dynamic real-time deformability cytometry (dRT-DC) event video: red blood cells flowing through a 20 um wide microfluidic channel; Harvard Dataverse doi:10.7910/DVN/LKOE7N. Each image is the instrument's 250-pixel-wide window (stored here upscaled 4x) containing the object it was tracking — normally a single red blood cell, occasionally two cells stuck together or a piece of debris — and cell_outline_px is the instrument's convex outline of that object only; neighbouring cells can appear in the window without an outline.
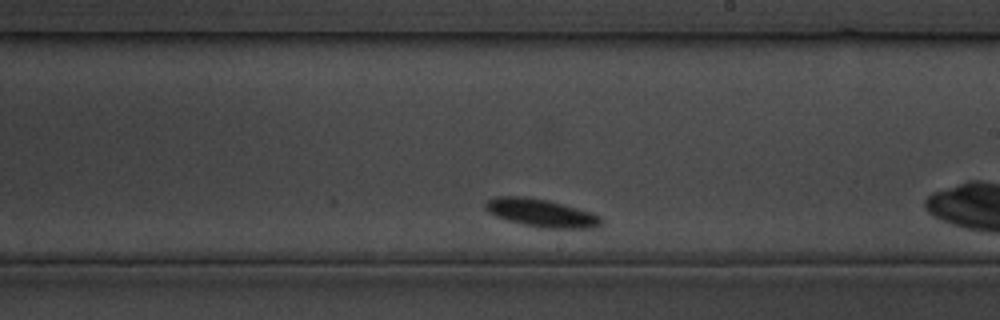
{"species": "common noctule bat (a hibernating species)", "species_latin": "Nyctalus noctula", "temperature_condition": "cold", "stored_images_in_passage": 21, "camera_frame_rate_fps": 3000, "um_per_image_px": 0.085, "animal": {"sex": "male", "body_mass_g": 19.5, "forearm_length_mm": 54.6}, "frame": {"image": 1, "passage_image": 10, "time_ms": 10.333, "image_size_px": [1000, 320], "cell_outline_px": [[604, 224], [596, 228], [544, 228], [524, 224], [508, 220], [496, 216], [488, 212], [484, 208], [484, 204], [488, 200], [496, 196], [524, 196], [548, 200], [564, 204], [592, 212], [600, 216], [604, 220]], "centroid_in_image_um": [46.05, 18.1], "position_along_channel_um": 242.9, "area_um2": 19.02}}